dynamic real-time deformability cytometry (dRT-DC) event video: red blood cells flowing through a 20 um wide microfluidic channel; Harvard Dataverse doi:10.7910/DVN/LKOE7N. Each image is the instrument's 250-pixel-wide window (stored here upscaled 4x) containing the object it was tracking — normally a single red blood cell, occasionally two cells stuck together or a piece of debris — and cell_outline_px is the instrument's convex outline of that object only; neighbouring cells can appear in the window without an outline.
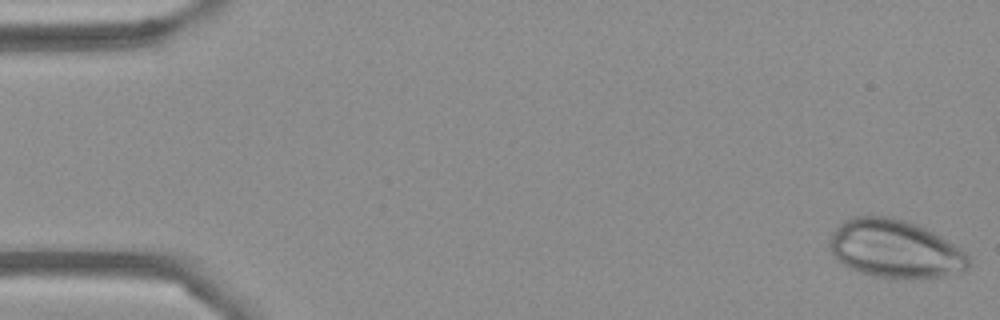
{"species": "Egyptian fruit bat (a non-hibernating species)", "species_latin": "Rousettus aegyptiacus", "temperature_condition": "cold", "stored_images_in_passage": 55, "camera_frame_rate_fps": 3000, "um_per_image_px": 0.085, "frame": {"image": 1, "passage_image": 1, "time_ms": 0.0, "image_size_px": [1000, 320], "cell_outline_px": [[972, 264], [964, 272], [944, 276], [912, 280], [900, 280], [872, 276], [860, 272], [844, 264], [832, 256], [828, 244], [828, 240], [832, 232], [844, 220], [852, 216], [892, 216], [908, 220], [940, 236], [960, 248], [968, 256]], "centroid_in_image_um": [76.08, 21.18], "position_along_channel_um": 8.9, "area_um2": 47.97}}
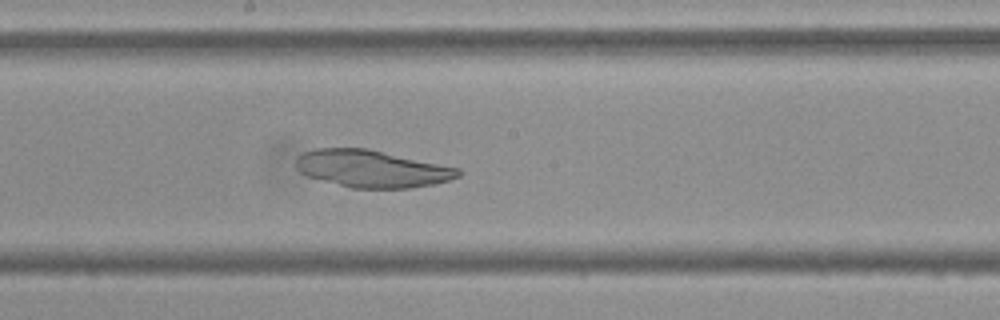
{"frame": {"image": 2, "passage_image": 29, "time_ms": 9.333, "image_size_px": [1000, 320], "cell_outline_px": [[460, 176], [436, 184], [408, 188], [352, 188], [308, 176], [300, 172], [296, 168], [296, 160], [304, 152], [316, 148], [368, 148], [460, 168]], "centroid_in_image_um": [31.63, 14.34], "position_along_channel_um": 216.6, "area_um2": 35.08}}
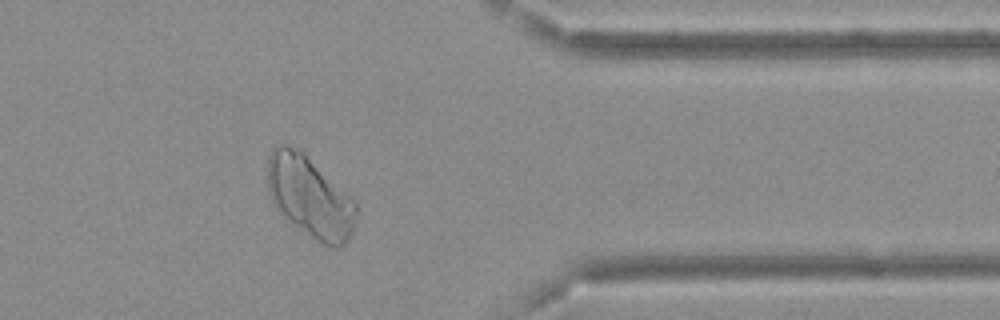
{"frame": {"image": 3, "passage_image": 44, "time_ms": 14.333, "image_size_px": [1000, 320], "cell_outline_px": [[356, 212], [352, 232], [348, 240], [340, 248], [328, 248], [316, 240], [288, 220], [276, 208], [272, 200], [268, 188], [268, 156], [272, 148], [280, 144], [284, 144], [296, 148], [304, 152], [356, 200]], "centroid_in_image_um": [26.36, 16.73], "position_along_channel_um": 385.0, "area_um2": 42.14}}